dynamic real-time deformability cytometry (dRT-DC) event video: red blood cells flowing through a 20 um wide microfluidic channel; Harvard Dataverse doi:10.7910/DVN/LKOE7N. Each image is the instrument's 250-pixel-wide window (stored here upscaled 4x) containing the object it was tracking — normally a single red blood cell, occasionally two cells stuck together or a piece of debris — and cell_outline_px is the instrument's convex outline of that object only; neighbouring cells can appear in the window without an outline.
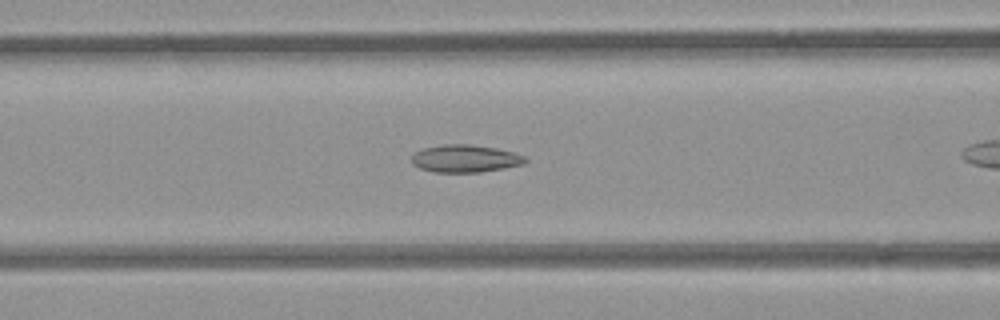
{"species": "common noctule bat (a hibernating species)", "species_latin": "Nyctalus noctula", "temperature_condition": "room temperature", "stored_images_in_passage": 20, "camera_frame_rate_fps": 3000, "um_per_image_px": 0.085, "animal": {"sex": "female", "body_mass_g": 21.9}, "frame": {"image": 1, "passage_image": 9, "time_ms": 2.667, "image_size_px": [1000, 320], "cell_outline_px": [[528, 160], [524, 164], [504, 168], [480, 172], [436, 172], [420, 168], [412, 164], [412, 156], [416, 152], [424, 148], [444, 144], [468, 144], [496, 148], [512, 152], [524, 156]], "centroid_in_image_um": [39.55, 13.48], "position_along_channel_um": 127.1, "area_um2": 18.09}}
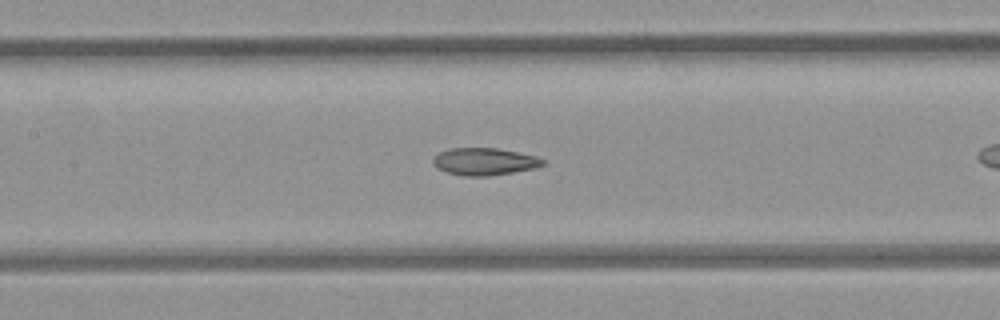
{"frame": {"image": 2, "passage_image": 12, "time_ms": 3.667, "image_size_px": [1000, 320], "cell_outline_px": [[544, 164], [532, 168], [512, 172], [488, 176], [464, 176], [448, 172], [436, 168], [432, 164], [432, 156], [448, 148], [496, 148], [536, 156], [544, 160]], "centroid_in_image_um": [41.09, 13.72], "position_along_channel_um": 166.3, "area_um2": 17.34}}
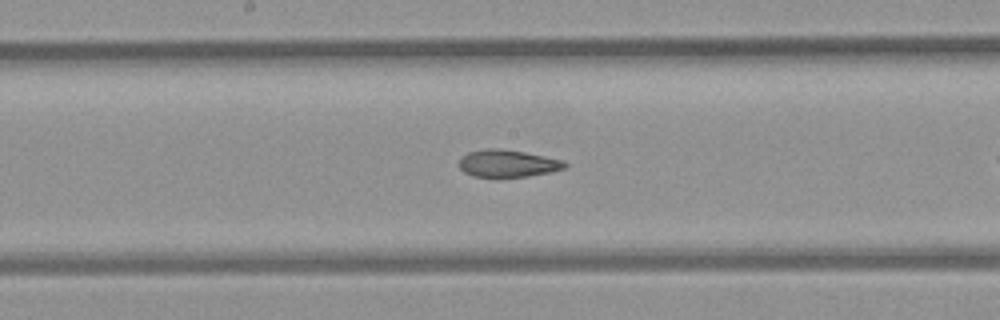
{"frame": {"image": 3, "passage_image": 15, "time_ms": 4.667, "image_size_px": [1000, 320], "cell_outline_px": [[568, 168], [552, 172], [528, 176], [472, 176], [464, 172], [460, 168], [460, 156], [468, 152], [488, 148], [496, 148], [524, 152], [564, 160], [568, 164]], "centroid_in_image_um": [43.19, 13.88], "position_along_channel_um": 205.0, "area_um2": 16.76}}